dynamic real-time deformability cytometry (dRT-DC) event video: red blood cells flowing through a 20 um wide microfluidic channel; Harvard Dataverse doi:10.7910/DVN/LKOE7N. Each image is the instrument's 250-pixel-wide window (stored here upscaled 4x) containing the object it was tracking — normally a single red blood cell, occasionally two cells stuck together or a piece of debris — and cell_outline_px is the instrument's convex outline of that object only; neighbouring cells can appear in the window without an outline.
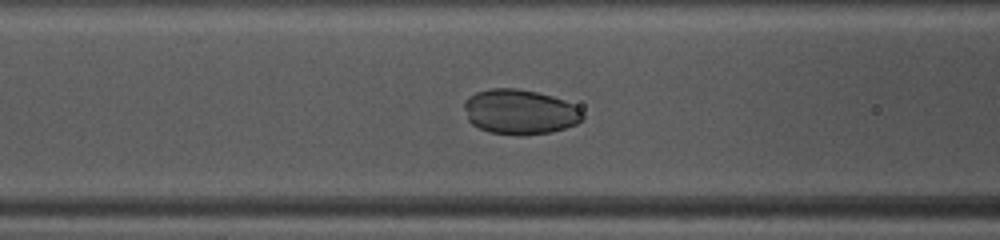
{"species": "common noctule bat (a hibernating species)", "species_latin": "Nyctalus noctula", "temperature_condition": "warm", "stored_images_in_passage": 39, "camera_frame_rate_fps": 3000, "um_per_image_px": 0.085, "animal": {"sex": "female", "body_mass_g": 10.0, "forearm_length_mm": 53.1}, "frame": {"image": 1, "passage_image": 9, "time_ms": 2.667, "image_size_px": [1000, 240], "cell_outline_px": [[584, 116], [576, 124], [564, 128], [548, 132], [524, 136], [520, 136], [488, 132], [472, 124], [468, 120], [464, 108], [464, 100], [468, 96], [476, 92], [492, 88], [516, 88], [536, 92], [552, 96], [564, 100], [572, 104]], "centroid_in_image_um": [44.13, 9.51], "position_along_channel_um": 122.5, "area_um2": 30.92}}
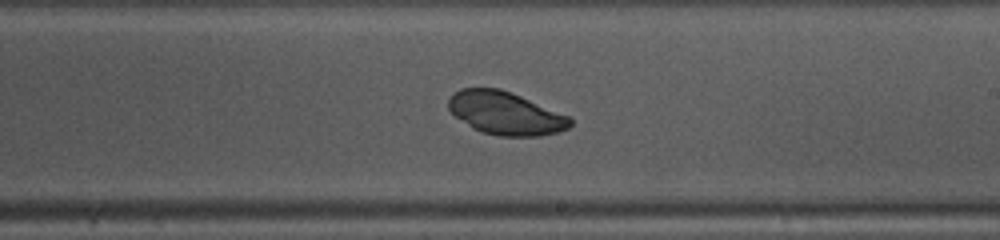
{"frame": {"image": 2, "passage_image": 18, "time_ms": 5.667, "image_size_px": [1000, 240], "cell_outline_px": [[572, 124], [568, 128], [560, 132], [540, 136], [500, 136], [480, 132], [472, 128], [456, 116], [448, 108], [448, 100], [452, 92], [460, 88], [500, 88], [572, 116]], "centroid_in_image_um": [42.99, 9.62], "position_along_channel_um": 246.0, "area_um2": 30.81}}
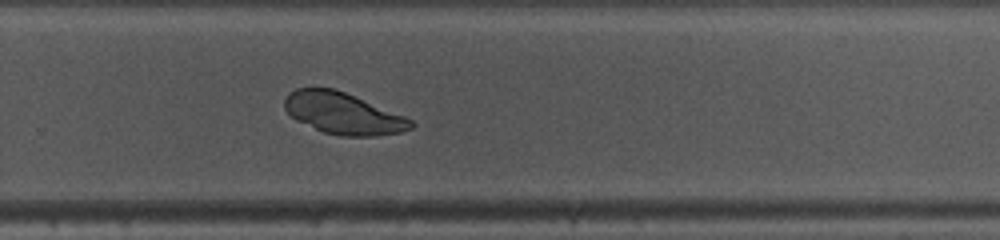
{"frame": {"image": 3, "passage_image": 22, "time_ms": 7.0, "image_size_px": [1000, 240], "cell_outline_px": [[416, 124], [412, 128], [400, 132], [376, 136], [340, 136], [324, 132], [296, 120], [284, 108], [284, 100], [288, 92], [296, 88], [332, 88], [344, 92], [404, 116], [412, 120]], "centroid_in_image_um": [29.15, 9.64], "position_along_channel_um": 300.7, "area_um2": 30.29}}